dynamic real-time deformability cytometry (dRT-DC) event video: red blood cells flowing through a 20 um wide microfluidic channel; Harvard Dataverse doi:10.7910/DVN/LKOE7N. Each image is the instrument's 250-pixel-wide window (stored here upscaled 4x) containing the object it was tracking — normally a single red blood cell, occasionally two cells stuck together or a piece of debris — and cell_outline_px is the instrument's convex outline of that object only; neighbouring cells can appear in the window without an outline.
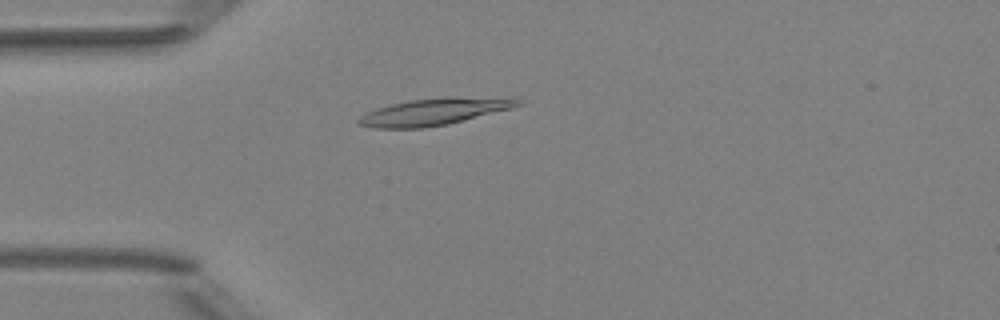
{"species": "Egyptian fruit bat (a non-hibernating species)", "species_latin": "Rousettus aegyptiacus", "temperature_condition": "room temperature", "stored_images_in_passage": 40, "camera_frame_rate_fps": 3000, "um_per_image_px": 0.085, "animal": {"sex": "female"}, "frame": {"image": 1, "passage_image": 3, "time_ms": 0.667, "image_size_px": [1000, 320], "cell_outline_px": [[524, 104], [512, 108], [448, 124], [424, 128], [376, 128], [356, 124], [356, 120], [364, 112], [376, 108], [392, 104], [412, 100], [444, 96], [512, 96], [524, 100]], "centroid_in_image_um": [37.01, 9.46], "position_along_channel_um": 48.0, "area_um2": 25.72}}
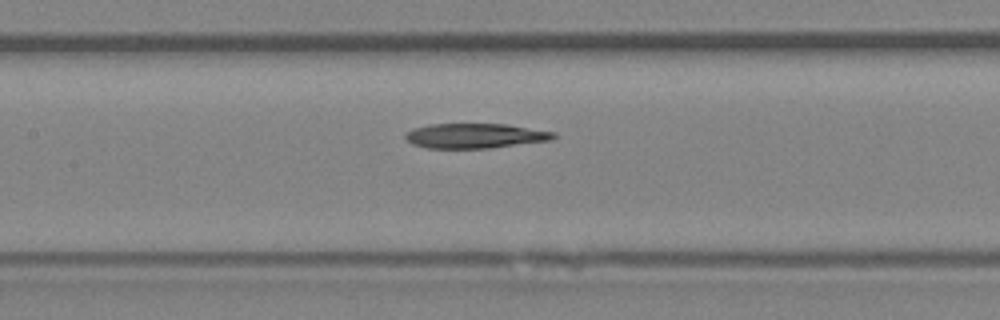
{"frame": {"image": 2, "passage_image": 13, "time_ms": 4.0, "image_size_px": [1000, 320], "cell_outline_px": [[556, 136], [552, 140], [488, 148], [428, 148], [412, 144], [404, 136], [412, 128], [428, 124], [504, 124], [556, 132]], "centroid_in_image_um": [40.37, 11.54], "position_along_channel_um": 167.0, "area_um2": 21.33}}
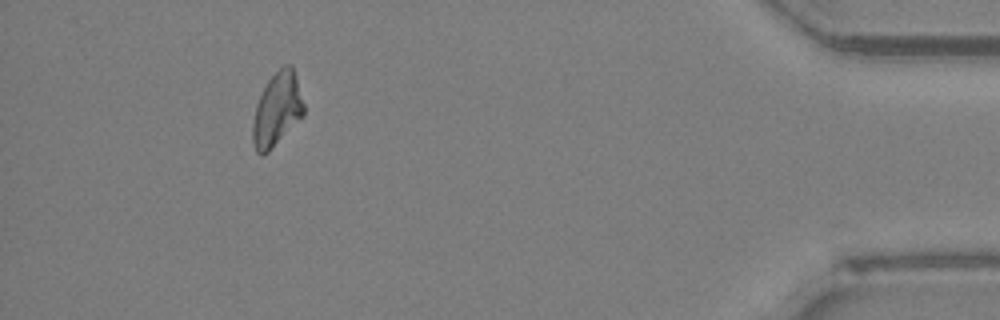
{"frame": {"image": 3, "passage_image": 36, "time_ms": 11.667, "image_size_px": [1000, 320], "cell_outline_px": [[304, 116], [264, 156], [260, 156], [256, 152], [252, 144], [252, 124], [256, 104], [268, 80], [284, 64], [292, 64], [304, 104]], "centroid_in_image_um": [23.54, 9.34], "position_along_channel_um": 411.7, "area_um2": 21.96}}